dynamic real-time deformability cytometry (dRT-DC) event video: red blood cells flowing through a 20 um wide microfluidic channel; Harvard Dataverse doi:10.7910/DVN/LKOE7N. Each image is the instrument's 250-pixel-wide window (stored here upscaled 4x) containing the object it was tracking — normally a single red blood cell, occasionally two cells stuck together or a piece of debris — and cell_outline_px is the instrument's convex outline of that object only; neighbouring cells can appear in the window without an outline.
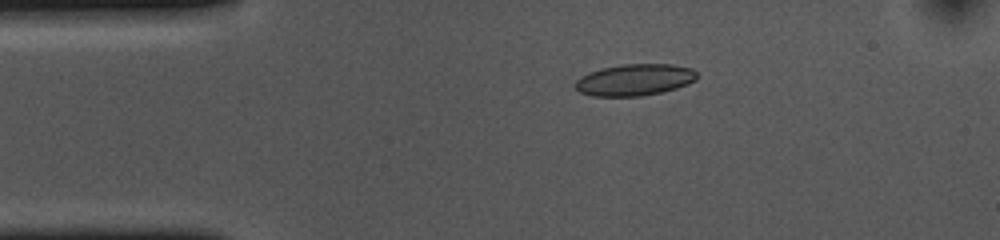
{"species": "common noctule bat (a hibernating species)", "species_latin": "Nyctalus noctula", "temperature_condition": "cold", "stored_images_in_passage": 45, "camera_frame_rate_fps": 3000, "um_per_image_px": 0.085, "animal": {"sex": "female", "body_mass_g": 10.0, "forearm_length_mm": 53.1}, "frame": {"image": 1, "passage_image": 1, "time_ms": 0.0, "image_size_px": [1000, 240], "cell_outline_px": [[696, 80], [688, 84], [676, 88], [660, 92], [640, 96], [592, 96], [580, 92], [572, 84], [580, 76], [588, 72], [600, 68], [624, 64], [672, 64], [692, 68], [696, 72]], "centroid_in_image_um": [53.91, 6.78], "position_along_channel_um": 31.1, "area_um2": 22.54}}
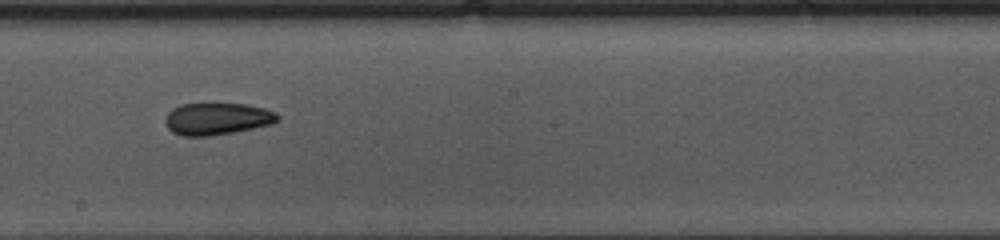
{"frame": {"image": 2, "passage_image": 20, "time_ms": 6.333, "image_size_px": [1000, 240], "cell_outline_px": [[280, 116], [272, 124], [232, 132], [208, 136], [184, 136], [172, 132], [168, 128], [164, 120], [168, 112], [172, 108], [180, 104], [204, 100], [216, 100], [244, 104], [264, 108], [276, 112]], "centroid_in_image_um": [18.4, 10.02], "position_along_channel_um": 229.8, "area_um2": 21.91}}
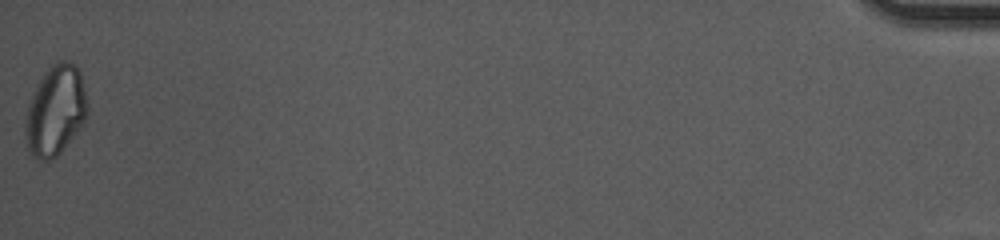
{"frame": {"image": 3, "passage_image": 45, "time_ms": 14.667, "image_size_px": [1000, 240], "cell_outline_px": [[88, 112], [84, 120], [60, 152], [52, 160], [40, 160], [28, 152], [24, 136], [24, 120], [28, 104], [32, 92], [44, 72], [56, 60], [68, 60], [76, 64], [80, 72], [88, 104]], "centroid_in_image_um": [4.67, 9.36], "position_along_channel_um": 430.5, "area_um2": 32.77}, "authors_computed_cell_mechanics": {"area_um2": 22.0796, "velocity_mm_per_s": 3.6626, "shape_relaxation_time_tau1_ms": null, "shape_relaxation_time_tau2_ms": 4.1943, "deformation_change_tau1": null, "deformation_change_tau2": 0.0899}}